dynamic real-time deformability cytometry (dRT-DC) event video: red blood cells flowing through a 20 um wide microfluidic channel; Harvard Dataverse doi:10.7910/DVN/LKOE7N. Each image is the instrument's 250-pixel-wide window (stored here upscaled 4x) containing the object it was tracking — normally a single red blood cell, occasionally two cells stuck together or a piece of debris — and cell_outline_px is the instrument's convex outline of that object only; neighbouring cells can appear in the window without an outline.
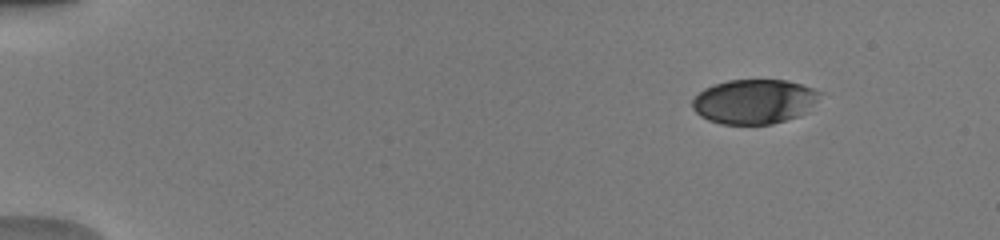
{"species": "human", "species_latin": "Homo sapiens", "temperature_condition": "warm", "stored_images_in_passage": 46, "camera_frame_rate_fps": 3000, "um_per_image_px": 0.085, "donor": {"sex": "male"}, "frame": {"image": 1, "passage_image": 1, "time_ms": 0.0, "image_size_px": [1000, 240], "cell_outline_px": [[824, 92], [808, 112], [800, 116], [772, 124], [720, 124], [708, 120], [700, 116], [692, 108], [692, 100], [704, 88], [712, 84], [728, 80], [788, 80]], "centroid_in_image_um": [64.13, 8.63], "position_along_channel_um": 20.9, "area_um2": 33.47}}
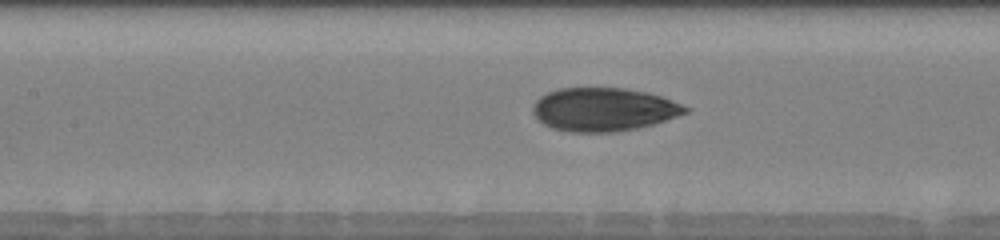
{"frame": {"image": 2, "passage_image": 20, "time_ms": 6.333, "image_size_px": [1000, 240], "cell_outline_px": [[692, 108], [688, 112], [652, 124], [636, 128], [612, 132], [572, 132], [552, 128], [544, 124], [532, 112], [532, 108], [536, 100], [540, 96], [548, 92], [560, 88], [624, 88], [644, 92], [660, 96], [672, 100]], "centroid_in_image_um": [51.3, 9.3], "position_along_channel_um": 156.1, "area_um2": 38.26}}
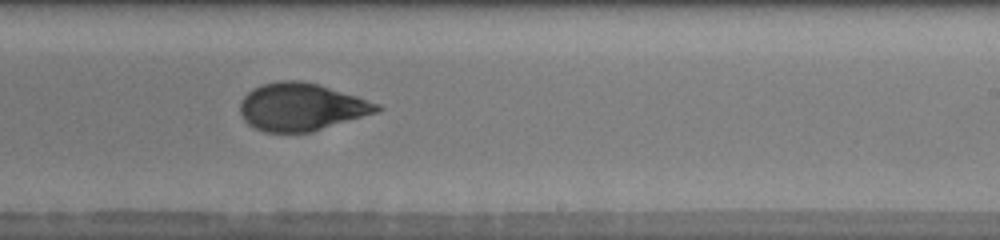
{"frame": {"image": 3, "passage_image": 28, "time_ms": 9.0, "image_size_px": [1000, 240], "cell_outline_px": [[384, 108], [380, 112], [312, 132], [264, 132], [248, 124], [244, 120], [240, 112], [240, 104], [244, 96], [252, 88], [260, 84], [280, 80], [300, 80], [320, 84], [380, 104]], "centroid_in_image_um": [25.64, 9.08], "position_along_channel_um": 263.4, "area_um2": 38.32}, "authors_computed_cell_mechanics": {"area_um2": 37.6278, "velocity_mm_per_s": 4.0385, "shape_relaxation_time_tau1_ms": 5.6651, "shape_relaxation_time_tau2_ms": 1.2595, "deformation_change_tau1": 0.1947, "deformation_change_tau2": 0.059}}